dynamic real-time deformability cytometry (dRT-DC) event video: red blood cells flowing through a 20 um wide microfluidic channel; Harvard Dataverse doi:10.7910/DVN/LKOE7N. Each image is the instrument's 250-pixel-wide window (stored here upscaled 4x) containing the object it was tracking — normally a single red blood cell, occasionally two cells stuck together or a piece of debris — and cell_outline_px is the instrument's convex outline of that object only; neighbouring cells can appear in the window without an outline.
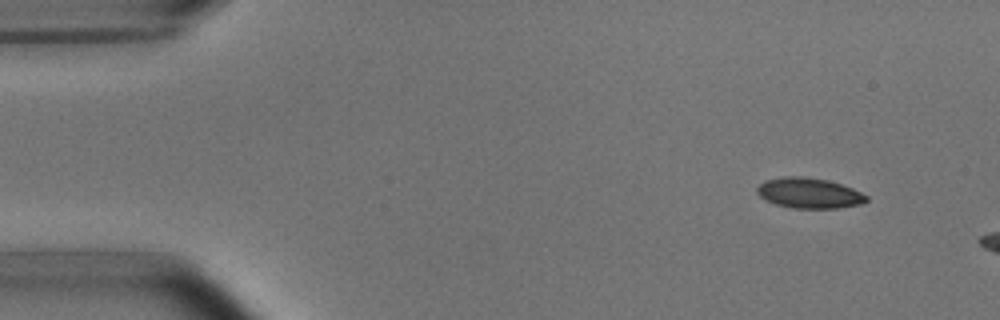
{"species": "common noctule bat (a hibernating species)", "species_latin": "Nyctalus noctula", "temperature_condition": "room temperature", "stored_images_in_passage": 4, "camera_frame_rate_fps": 3000, "um_per_image_px": 0.085, "animal": {"sex": "male", "body_mass_g": 15.6}, "frame": {"image": 1, "passage_image": 2, "time_ms": 1.0, "image_size_px": [1000, 320], "cell_outline_px": [[868, 200], [860, 204], [840, 208], [792, 208], [776, 204], [760, 196], [756, 192], [756, 188], [764, 180], [784, 176], [804, 176], [828, 180], [852, 188], [868, 196]], "centroid_in_image_um": [68.77, 16.4], "position_along_channel_um": 16.2, "area_um2": 19.36}}